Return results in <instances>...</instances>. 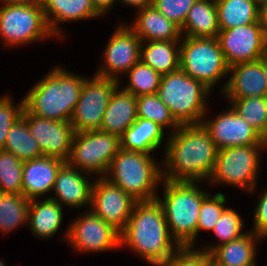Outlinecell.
Returning <instances> with one entry per match:
<instances>
[{
  "label": "cell",
  "mask_w": 267,
  "mask_h": 266,
  "mask_svg": "<svg viewBox=\"0 0 267 266\" xmlns=\"http://www.w3.org/2000/svg\"><path fill=\"white\" fill-rule=\"evenodd\" d=\"M167 139L162 179L171 182L209 180L218 149L209 132L202 126L181 125Z\"/></svg>",
  "instance_id": "obj_1"
},
{
  "label": "cell",
  "mask_w": 267,
  "mask_h": 266,
  "mask_svg": "<svg viewBox=\"0 0 267 266\" xmlns=\"http://www.w3.org/2000/svg\"><path fill=\"white\" fill-rule=\"evenodd\" d=\"M172 239L157 199L136 202L126 227L120 232V245L130 247L154 266L166 261L180 248Z\"/></svg>",
  "instance_id": "obj_2"
},
{
  "label": "cell",
  "mask_w": 267,
  "mask_h": 266,
  "mask_svg": "<svg viewBox=\"0 0 267 266\" xmlns=\"http://www.w3.org/2000/svg\"><path fill=\"white\" fill-rule=\"evenodd\" d=\"M85 80L56 67L30 88L24 108L40 118L70 122Z\"/></svg>",
  "instance_id": "obj_3"
},
{
  "label": "cell",
  "mask_w": 267,
  "mask_h": 266,
  "mask_svg": "<svg viewBox=\"0 0 267 266\" xmlns=\"http://www.w3.org/2000/svg\"><path fill=\"white\" fill-rule=\"evenodd\" d=\"M162 182L164 197L156 199L163 208L169 233L180 247H194L201 203L208 194L197 182Z\"/></svg>",
  "instance_id": "obj_4"
},
{
  "label": "cell",
  "mask_w": 267,
  "mask_h": 266,
  "mask_svg": "<svg viewBox=\"0 0 267 266\" xmlns=\"http://www.w3.org/2000/svg\"><path fill=\"white\" fill-rule=\"evenodd\" d=\"M159 168L151 154L120 149L105 178L137 202L151 201L158 196L157 184L162 183V170Z\"/></svg>",
  "instance_id": "obj_5"
},
{
  "label": "cell",
  "mask_w": 267,
  "mask_h": 266,
  "mask_svg": "<svg viewBox=\"0 0 267 266\" xmlns=\"http://www.w3.org/2000/svg\"><path fill=\"white\" fill-rule=\"evenodd\" d=\"M208 92L203 83L179 69L162 75L157 95L180 125H197L205 120Z\"/></svg>",
  "instance_id": "obj_6"
},
{
  "label": "cell",
  "mask_w": 267,
  "mask_h": 266,
  "mask_svg": "<svg viewBox=\"0 0 267 266\" xmlns=\"http://www.w3.org/2000/svg\"><path fill=\"white\" fill-rule=\"evenodd\" d=\"M180 45L179 69L203 83L210 90L229 73L217 38L183 37Z\"/></svg>",
  "instance_id": "obj_7"
},
{
  "label": "cell",
  "mask_w": 267,
  "mask_h": 266,
  "mask_svg": "<svg viewBox=\"0 0 267 266\" xmlns=\"http://www.w3.org/2000/svg\"><path fill=\"white\" fill-rule=\"evenodd\" d=\"M121 149L120 137L95 131L76 132L67 163L81 172L105 177L113 157Z\"/></svg>",
  "instance_id": "obj_8"
},
{
  "label": "cell",
  "mask_w": 267,
  "mask_h": 266,
  "mask_svg": "<svg viewBox=\"0 0 267 266\" xmlns=\"http://www.w3.org/2000/svg\"><path fill=\"white\" fill-rule=\"evenodd\" d=\"M0 36L5 45L14 47L54 35L49 29L40 3H4L0 7Z\"/></svg>",
  "instance_id": "obj_9"
},
{
  "label": "cell",
  "mask_w": 267,
  "mask_h": 266,
  "mask_svg": "<svg viewBox=\"0 0 267 266\" xmlns=\"http://www.w3.org/2000/svg\"><path fill=\"white\" fill-rule=\"evenodd\" d=\"M265 148L267 145H250L218 150L209 182L227 183L254 192L260 166L259 150Z\"/></svg>",
  "instance_id": "obj_10"
},
{
  "label": "cell",
  "mask_w": 267,
  "mask_h": 266,
  "mask_svg": "<svg viewBox=\"0 0 267 266\" xmlns=\"http://www.w3.org/2000/svg\"><path fill=\"white\" fill-rule=\"evenodd\" d=\"M119 81L94 75L84 81L70 123L75 132L100 130L103 116Z\"/></svg>",
  "instance_id": "obj_11"
},
{
  "label": "cell",
  "mask_w": 267,
  "mask_h": 266,
  "mask_svg": "<svg viewBox=\"0 0 267 266\" xmlns=\"http://www.w3.org/2000/svg\"><path fill=\"white\" fill-rule=\"evenodd\" d=\"M88 213L76 218L69 225L65 233L68 243L83 253L109 251L111 248L121 247L120 231L92 211Z\"/></svg>",
  "instance_id": "obj_12"
},
{
  "label": "cell",
  "mask_w": 267,
  "mask_h": 266,
  "mask_svg": "<svg viewBox=\"0 0 267 266\" xmlns=\"http://www.w3.org/2000/svg\"><path fill=\"white\" fill-rule=\"evenodd\" d=\"M266 35L259 21L220 30L217 39L227 65L259 60L265 54Z\"/></svg>",
  "instance_id": "obj_13"
},
{
  "label": "cell",
  "mask_w": 267,
  "mask_h": 266,
  "mask_svg": "<svg viewBox=\"0 0 267 266\" xmlns=\"http://www.w3.org/2000/svg\"><path fill=\"white\" fill-rule=\"evenodd\" d=\"M94 182L91 211L121 232L126 227L137 201L105 177H99Z\"/></svg>",
  "instance_id": "obj_14"
},
{
  "label": "cell",
  "mask_w": 267,
  "mask_h": 266,
  "mask_svg": "<svg viewBox=\"0 0 267 266\" xmlns=\"http://www.w3.org/2000/svg\"><path fill=\"white\" fill-rule=\"evenodd\" d=\"M141 43L128 25L120 24L104 50V65L98 68L95 75L120 82L119 74L127 73L140 61Z\"/></svg>",
  "instance_id": "obj_15"
},
{
  "label": "cell",
  "mask_w": 267,
  "mask_h": 266,
  "mask_svg": "<svg viewBox=\"0 0 267 266\" xmlns=\"http://www.w3.org/2000/svg\"><path fill=\"white\" fill-rule=\"evenodd\" d=\"M21 116L44 156L67 161L71 153L75 129L68 121L45 119L30 114L25 108Z\"/></svg>",
  "instance_id": "obj_16"
},
{
  "label": "cell",
  "mask_w": 267,
  "mask_h": 266,
  "mask_svg": "<svg viewBox=\"0 0 267 266\" xmlns=\"http://www.w3.org/2000/svg\"><path fill=\"white\" fill-rule=\"evenodd\" d=\"M216 118L203 120L218 150L234 146L267 145L265 141L232 107Z\"/></svg>",
  "instance_id": "obj_17"
},
{
  "label": "cell",
  "mask_w": 267,
  "mask_h": 266,
  "mask_svg": "<svg viewBox=\"0 0 267 266\" xmlns=\"http://www.w3.org/2000/svg\"><path fill=\"white\" fill-rule=\"evenodd\" d=\"M228 74L232 75L221 91L228 99L267 96V80L261 58L232 65L229 67Z\"/></svg>",
  "instance_id": "obj_18"
},
{
  "label": "cell",
  "mask_w": 267,
  "mask_h": 266,
  "mask_svg": "<svg viewBox=\"0 0 267 266\" xmlns=\"http://www.w3.org/2000/svg\"><path fill=\"white\" fill-rule=\"evenodd\" d=\"M82 173L65 162L58 170L53 185L52 191H55L56 196L49 198L57 201L61 206L64 204L70 208L91 205L94 182H89L88 174L84 177Z\"/></svg>",
  "instance_id": "obj_19"
},
{
  "label": "cell",
  "mask_w": 267,
  "mask_h": 266,
  "mask_svg": "<svg viewBox=\"0 0 267 266\" xmlns=\"http://www.w3.org/2000/svg\"><path fill=\"white\" fill-rule=\"evenodd\" d=\"M65 162L48 156L24 161L21 194L33 200L52 191L57 172Z\"/></svg>",
  "instance_id": "obj_20"
},
{
  "label": "cell",
  "mask_w": 267,
  "mask_h": 266,
  "mask_svg": "<svg viewBox=\"0 0 267 266\" xmlns=\"http://www.w3.org/2000/svg\"><path fill=\"white\" fill-rule=\"evenodd\" d=\"M133 26L129 28L143 42L180 40L181 28L161 14L154 5L138 10Z\"/></svg>",
  "instance_id": "obj_21"
},
{
  "label": "cell",
  "mask_w": 267,
  "mask_h": 266,
  "mask_svg": "<svg viewBox=\"0 0 267 266\" xmlns=\"http://www.w3.org/2000/svg\"><path fill=\"white\" fill-rule=\"evenodd\" d=\"M41 7L51 33L64 37L58 28L62 22L87 20L101 16L91 0H41Z\"/></svg>",
  "instance_id": "obj_22"
},
{
  "label": "cell",
  "mask_w": 267,
  "mask_h": 266,
  "mask_svg": "<svg viewBox=\"0 0 267 266\" xmlns=\"http://www.w3.org/2000/svg\"><path fill=\"white\" fill-rule=\"evenodd\" d=\"M136 120L137 97L118 86L111 96L99 131L121 137Z\"/></svg>",
  "instance_id": "obj_23"
},
{
  "label": "cell",
  "mask_w": 267,
  "mask_h": 266,
  "mask_svg": "<svg viewBox=\"0 0 267 266\" xmlns=\"http://www.w3.org/2000/svg\"><path fill=\"white\" fill-rule=\"evenodd\" d=\"M164 129L156 122L137 117L120 137L121 149L151 154L163 144Z\"/></svg>",
  "instance_id": "obj_24"
},
{
  "label": "cell",
  "mask_w": 267,
  "mask_h": 266,
  "mask_svg": "<svg viewBox=\"0 0 267 266\" xmlns=\"http://www.w3.org/2000/svg\"><path fill=\"white\" fill-rule=\"evenodd\" d=\"M220 31L215 0H197L181 28L186 37L217 38Z\"/></svg>",
  "instance_id": "obj_25"
},
{
  "label": "cell",
  "mask_w": 267,
  "mask_h": 266,
  "mask_svg": "<svg viewBox=\"0 0 267 266\" xmlns=\"http://www.w3.org/2000/svg\"><path fill=\"white\" fill-rule=\"evenodd\" d=\"M63 218V206L46 198L39 202L30 200L28 210L29 229L39 238H51L59 230Z\"/></svg>",
  "instance_id": "obj_26"
},
{
  "label": "cell",
  "mask_w": 267,
  "mask_h": 266,
  "mask_svg": "<svg viewBox=\"0 0 267 266\" xmlns=\"http://www.w3.org/2000/svg\"><path fill=\"white\" fill-rule=\"evenodd\" d=\"M255 233L249 232L228 243L217 246L210 254L223 266H256V243L260 241Z\"/></svg>",
  "instance_id": "obj_27"
},
{
  "label": "cell",
  "mask_w": 267,
  "mask_h": 266,
  "mask_svg": "<svg viewBox=\"0 0 267 266\" xmlns=\"http://www.w3.org/2000/svg\"><path fill=\"white\" fill-rule=\"evenodd\" d=\"M179 41H148L145 46L142 42L140 60L161 75L175 72L179 70Z\"/></svg>",
  "instance_id": "obj_28"
},
{
  "label": "cell",
  "mask_w": 267,
  "mask_h": 266,
  "mask_svg": "<svg viewBox=\"0 0 267 266\" xmlns=\"http://www.w3.org/2000/svg\"><path fill=\"white\" fill-rule=\"evenodd\" d=\"M220 30L259 21V7L252 0H215Z\"/></svg>",
  "instance_id": "obj_29"
},
{
  "label": "cell",
  "mask_w": 267,
  "mask_h": 266,
  "mask_svg": "<svg viewBox=\"0 0 267 266\" xmlns=\"http://www.w3.org/2000/svg\"><path fill=\"white\" fill-rule=\"evenodd\" d=\"M4 150L22 161L44 156L38 142L29 131L28 124L21 116L8 132Z\"/></svg>",
  "instance_id": "obj_30"
},
{
  "label": "cell",
  "mask_w": 267,
  "mask_h": 266,
  "mask_svg": "<svg viewBox=\"0 0 267 266\" xmlns=\"http://www.w3.org/2000/svg\"><path fill=\"white\" fill-rule=\"evenodd\" d=\"M29 202L22 194L0 192V230L3 234L28 223Z\"/></svg>",
  "instance_id": "obj_31"
},
{
  "label": "cell",
  "mask_w": 267,
  "mask_h": 266,
  "mask_svg": "<svg viewBox=\"0 0 267 266\" xmlns=\"http://www.w3.org/2000/svg\"><path fill=\"white\" fill-rule=\"evenodd\" d=\"M228 100L233 110L267 141V96Z\"/></svg>",
  "instance_id": "obj_32"
},
{
  "label": "cell",
  "mask_w": 267,
  "mask_h": 266,
  "mask_svg": "<svg viewBox=\"0 0 267 266\" xmlns=\"http://www.w3.org/2000/svg\"><path fill=\"white\" fill-rule=\"evenodd\" d=\"M127 73L129 84L124 86L123 90L136 97L157 94L162 75L154 71L149 65L140 60Z\"/></svg>",
  "instance_id": "obj_33"
},
{
  "label": "cell",
  "mask_w": 267,
  "mask_h": 266,
  "mask_svg": "<svg viewBox=\"0 0 267 266\" xmlns=\"http://www.w3.org/2000/svg\"><path fill=\"white\" fill-rule=\"evenodd\" d=\"M137 117L156 122L163 129L172 127L173 132L181 126L157 94L137 97Z\"/></svg>",
  "instance_id": "obj_34"
},
{
  "label": "cell",
  "mask_w": 267,
  "mask_h": 266,
  "mask_svg": "<svg viewBox=\"0 0 267 266\" xmlns=\"http://www.w3.org/2000/svg\"><path fill=\"white\" fill-rule=\"evenodd\" d=\"M23 163L10 152L0 150V192L22 193Z\"/></svg>",
  "instance_id": "obj_35"
},
{
  "label": "cell",
  "mask_w": 267,
  "mask_h": 266,
  "mask_svg": "<svg viewBox=\"0 0 267 266\" xmlns=\"http://www.w3.org/2000/svg\"><path fill=\"white\" fill-rule=\"evenodd\" d=\"M243 220L241 216L233 209L227 208L221 215L218 222L215 224L213 229L214 235L217 236L221 241L219 244L214 246L204 247L203 251L211 253L217 246L233 241L243 234ZM206 249V250H205Z\"/></svg>",
  "instance_id": "obj_36"
},
{
  "label": "cell",
  "mask_w": 267,
  "mask_h": 266,
  "mask_svg": "<svg viewBox=\"0 0 267 266\" xmlns=\"http://www.w3.org/2000/svg\"><path fill=\"white\" fill-rule=\"evenodd\" d=\"M225 203L226 197L224 194L217 193L212 196L208 193L201 203L197 224V236L201 230L213 231L215 224L227 209L224 207Z\"/></svg>",
  "instance_id": "obj_37"
},
{
  "label": "cell",
  "mask_w": 267,
  "mask_h": 266,
  "mask_svg": "<svg viewBox=\"0 0 267 266\" xmlns=\"http://www.w3.org/2000/svg\"><path fill=\"white\" fill-rule=\"evenodd\" d=\"M197 0H153L152 5L170 21L183 27L188 12Z\"/></svg>",
  "instance_id": "obj_38"
},
{
  "label": "cell",
  "mask_w": 267,
  "mask_h": 266,
  "mask_svg": "<svg viewBox=\"0 0 267 266\" xmlns=\"http://www.w3.org/2000/svg\"><path fill=\"white\" fill-rule=\"evenodd\" d=\"M9 96L0 98V150H4L8 132L11 126L17 121L24 109V100L14 107Z\"/></svg>",
  "instance_id": "obj_39"
},
{
  "label": "cell",
  "mask_w": 267,
  "mask_h": 266,
  "mask_svg": "<svg viewBox=\"0 0 267 266\" xmlns=\"http://www.w3.org/2000/svg\"><path fill=\"white\" fill-rule=\"evenodd\" d=\"M208 252L194 247H180L166 261L155 266H206Z\"/></svg>",
  "instance_id": "obj_40"
},
{
  "label": "cell",
  "mask_w": 267,
  "mask_h": 266,
  "mask_svg": "<svg viewBox=\"0 0 267 266\" xmlns=\"http://www.w3.org/2000/svg\"><path fill=\"white\" fill-rule=\"evenodd\" d=\"M254 214L253 233L261 239H264V237L267 236V190L262 194L258 201Z\"/></svg>",
  "instance_id": "obj_41"
},
{
  "label": "cell",
  "mask_w": 267,
  "mask_h": 266,
  "mask_svg": "<svg viewBox=\"0 0 267 266\" xmlns=\"http://www.w3.org/2000/svg\"><path fill=\"white\" fill-rule=\"evenodd\" d=\"M95 10L103 15L108 12L117 0H91Z\"/></svg>",
  "instance_id": "obj_42"
},
{
  "label": "cell",
  "mask_w": 267,
  "mask_h": 266,
  "mask_svg": "<svg viewBox=\"0 0 267 266\" xmlns=\"http://www.w3.org/2000/svg\"><path fill=\"white\" fill-rule=\"evenodd\" d=\"M119 1L124 3L125 5L134 6L136 7V9L138 8L137 10H140L148 5H151L153 0H119Z\"/></svg>",
  "instance_id": "obj_43"
},
{
  "label": "cell",
  "mask_w": 267,
  "mask_h": 266,
  "mask_svg": "<svg viewBox=\"0 0 267 266\" xmlns=\"http://www.w3.org/2000/svg\"><path fill=\"white\" fill-rule=\"evenodd\" d=\"M259 23L267 34V2L259 7Z\"/></svg>",
  "instance_id": "obj_44"
},
{
  "label": "cell",
  "mask_w": 267,
  "mask_h": 266,
  "mask_svg": "<svg viewBox=\"0 0 267 266\" xmlns=\"http://www.w3.org/2000/svg\"><path fill=\"white\" fill-rule=\"evenodd\" d=\"M3 3L8 4H21V5H29L41 3V0H1Z\"/></svg>",
  "instance_id": "obj_45"
},
{
  "label": "cell",
  "mask_w": 267,
  "mask_h": 266,
  "mask_svg": "<svg viewBox=\"0 0 267 266\" xmlns=\"http://www.w3.org/2000/svg\"><path fill=\"white\" fill-rule=\"evenodd\" d=\"M206 266H223V265L219 264L216 260H214L211 257V254L208 253V262L206 263Z\"/></svg>",
  "instance_id": "obj_46"
},
{
  "label": "cell",
  "mask_w": 267,
  "mask_h": 266,
  "mask_svg": "<svg viewBox=\"0 0 267 266\" xmlns=\"http://www.w3.org/2000/svg\"><path fill=\"white\" fill-rule=\"evenodd\" d=\"M261 63L267 80V56L265 54L261 57Z\"/></svg>",
  "instance_id": "obj_47"
},
{
  "label": "cell",
  "mask_w": 267,
  "mask_h": 266,
  "mask_svg": "<svg viewBox=\"0 0 267 266\" xmlns=\"http://www.w3.org/2000/svg\"><path fill=\"white\" fill-rule=\"evenodd\" d=\"M258 7L265 4L267 0H252Z\"/></svg>",
  "instance_id": "obj_48"
},
{
  "label": "cell",
  "mask_w": 267,
  "mask_h": 266,
  "mask_svg": "<svg viewBox=\"0 0 267 266\" xmlns=\"http://www.w3.org/2000/svg\"><path fill=\"white\" fill-rule=\"evenodd\" d=\"M265 55L267 56V35H266Z\"/></svg>",
  "instance_id": "obj_49"
},
{
  "label": "cell",
  "mask_w": 267,
  "mask_h": 266,
  "mask_svg": "<svg viewBox=\"0 0 267 266\" xmlns=\"http://www.w3.org/2000/svg\"><path fill=\"white\" fill-rule=\"evenodd\" d=\"M0 266H5L4 262H2L1 260H0Z\"/></svg>",
  "instance_id": "obj_50"
}]
</instances>
